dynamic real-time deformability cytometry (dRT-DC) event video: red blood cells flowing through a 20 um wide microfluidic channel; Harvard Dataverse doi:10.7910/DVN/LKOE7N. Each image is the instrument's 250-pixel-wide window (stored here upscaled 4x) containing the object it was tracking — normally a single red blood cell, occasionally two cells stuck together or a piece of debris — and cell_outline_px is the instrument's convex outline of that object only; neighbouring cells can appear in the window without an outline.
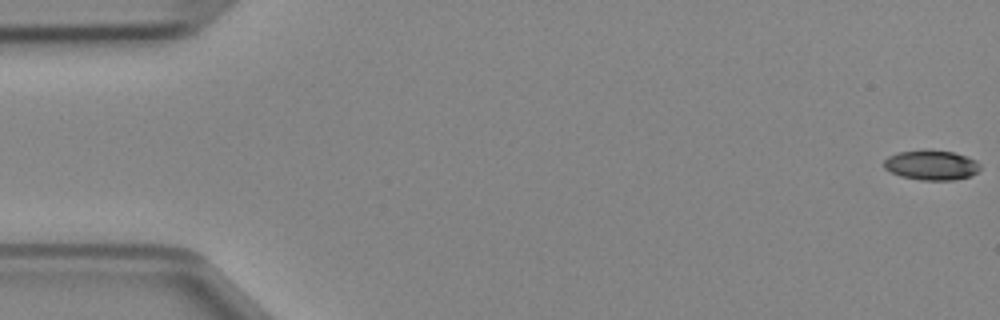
{"species": "Egyptian fruit bat (a non-hibernating species)", "species_latin": "Rousettus aegyptiacus", "temperature_condition": "cold", "stored_images_in_passage": 47, "camera_frame_rate_fps": 3000, "um_per_image_px": 0.085, "animal": {"sex": "female"}, "frame": {"image": 1, "passage_image": 1, "time_ms": 0.0, "image_size_px": [1000, 320], "cell_outline_px": [[980, 168], [976, 172], [968, 176], [952, 180], [920, 180], [900, 176], [884, 168], [884, 160], [888, 156], [896, 152], [952, 152], [976, 160], [980, 164]], "centroid_in_image_um": [79.14, 14.07], "position_along_channel_um": 5.9, "area_um2": 16.07}}
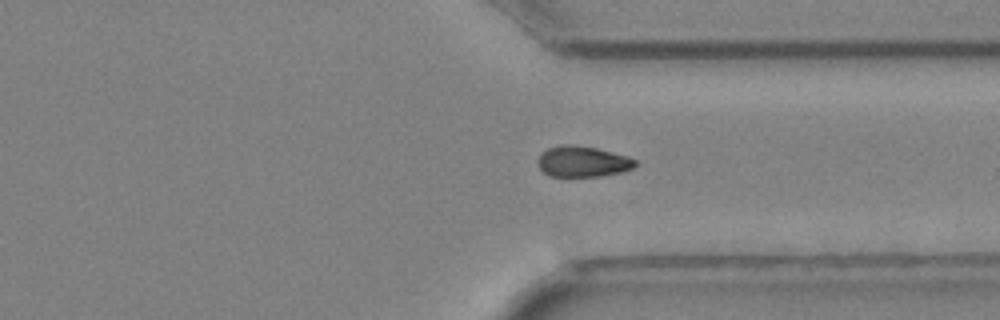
{"frame": {"image": 2, "passage_image": 36, "time_ms": 11.667, "image_size_px": [1000, 320], "cell_outline_px": [[636, 164], [632, 168], [620, 172], [600, 176], [548, 176], [540, 168], [536, 160], [540, 152], [548, 148], [564, 144], [572, 144], [596, 148], [628, 156], [636, 160]], "centroid_in_image_um": [49.48, 13.72], "position_along_channel_um": 361.9, "area_um2": 17.51}}
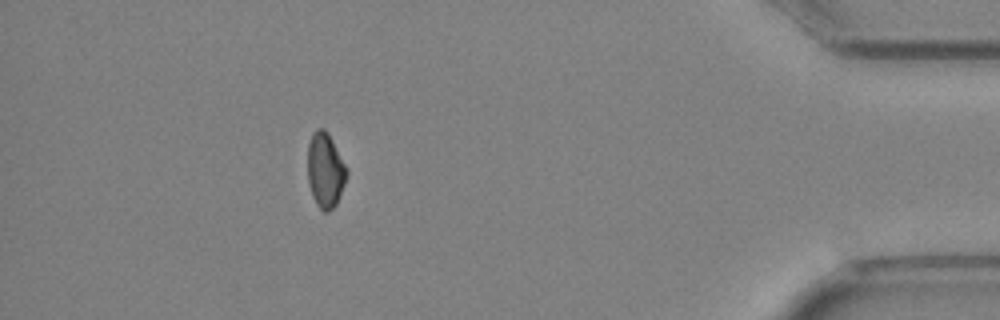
{"frame": {"image": 3, "passage_image": 43, "time_ms": 14.0, "image_size_px": [1000, 320], "cell_outline_px": [[348, 172], [344, 184], [336, 204], [328, 212], [324, 212], [316, 204], [312, 196], [308, 184], [308, 144], [312, 132], [316, 128], [324, 128], [328, 132], [348, 168]], "centroid_in_image_um": [27.64, 14.44], "position_along_channel_um": 407.6, "area_um2": 17.22}}